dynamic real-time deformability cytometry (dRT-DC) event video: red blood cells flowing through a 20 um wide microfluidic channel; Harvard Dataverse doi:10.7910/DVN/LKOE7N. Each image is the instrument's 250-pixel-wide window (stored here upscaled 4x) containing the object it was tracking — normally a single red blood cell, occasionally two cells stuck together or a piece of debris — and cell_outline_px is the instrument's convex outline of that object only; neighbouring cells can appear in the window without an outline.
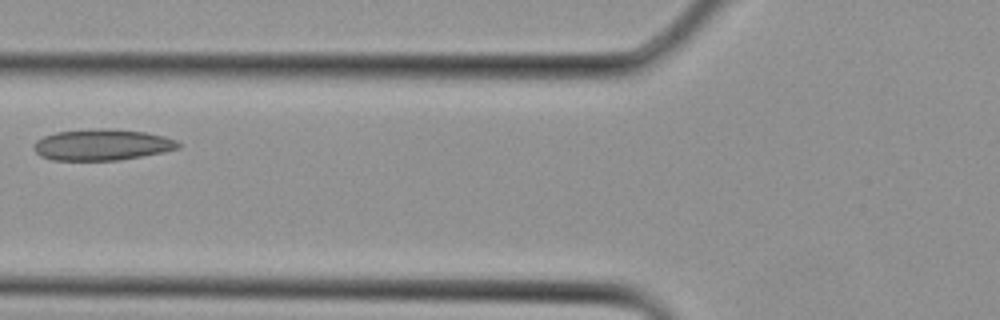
{"species": "Egyptian fruit bat (a non-hibernating species)", "species_latin": "Rousettus aegyptiacus", "temperature_condition": "cold", "stored_images_in_passage": 13, "camera_frame_rate_fps": 3000, "um_per_image_px": 0.085, "animal": {"sex": "female"}, "frame": {"image": 1, "passage_image": 10, "time_ms": 3.0, "image_size_px": [1000, 320], "cell_outline_px": [[180, 148], [164, 152], [120, 160], [52, 160], [40, 156], [32, 148], [36, 140], [44, 136], [56, 132], [100, 128], [104, 128], [144, 132], [164, 136], [176, 140], [180, 144]], "centroid_in_image_um": [8.66, 12.31], "position_along_channel_um": 117.1, "area_um2": 26.24}}
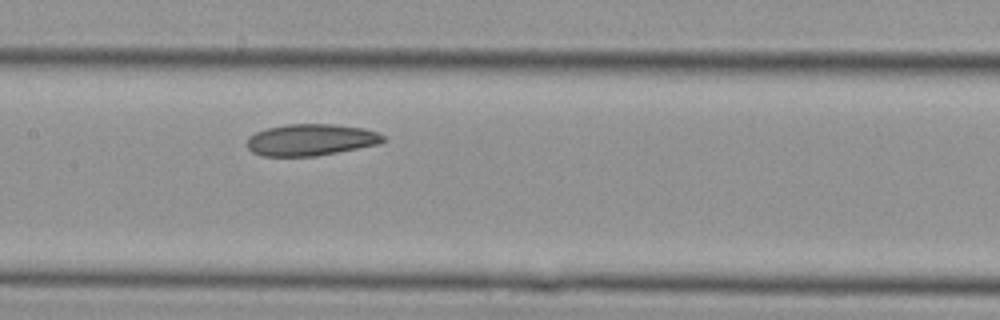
{"frame": {"image": 2, "passage_image": 13, "time_ms": 4.0, "image_size_px": [1000, 320], "cell_outline_px": [[388, 140], [380, 144], [316, 156], [260, 156], [252, 152], [248, 148], [248, 136], [256, 132], [268, 128], [288, 124], [332, 124], [364, 128], [376, 132], [384, 136]], "centroid_in_image_um": [26.44, 11.89], "position_along_channel_um": 181.0, "area_um2": 25.14}}